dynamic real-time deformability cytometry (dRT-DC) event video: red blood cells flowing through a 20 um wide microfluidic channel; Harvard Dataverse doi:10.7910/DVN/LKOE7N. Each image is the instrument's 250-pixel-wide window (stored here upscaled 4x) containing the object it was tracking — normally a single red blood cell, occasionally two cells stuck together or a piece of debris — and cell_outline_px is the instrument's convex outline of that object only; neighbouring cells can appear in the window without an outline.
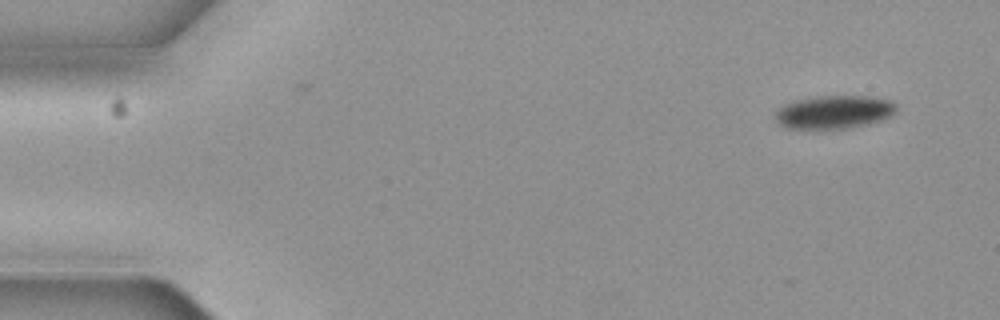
{"species": "common noctule bat (a hibernating species)", "species_latin": "Nyctalus noctula", "temperature_condition": "cold", "stored_images_in_passage": 5, "segment_of_instrument_passage": [1, 2], "camera_frame_rate_fps": 3000, "um_per_image_px": 0.085, "animal": {"sex": "female", "body_mass_g": 19.3, "forearm_length_mm": 54.1}, "frame": {"image": 1, "passage_image": 1, "time_ms": 0.0, "image_size_px": [1000, 320], "cell_outline_px": [[896, 112], [880, 120], [868, 124], [848, 128], [784, 128], [772, 116], [784, 104], [796, 100], [816, 96], [868, 96], [892, 100], [896, 104]], "centroid_in_image_um": [70.88, 9.51], "position_along_channel_um": 14.1, "area_um2": 23.41}}